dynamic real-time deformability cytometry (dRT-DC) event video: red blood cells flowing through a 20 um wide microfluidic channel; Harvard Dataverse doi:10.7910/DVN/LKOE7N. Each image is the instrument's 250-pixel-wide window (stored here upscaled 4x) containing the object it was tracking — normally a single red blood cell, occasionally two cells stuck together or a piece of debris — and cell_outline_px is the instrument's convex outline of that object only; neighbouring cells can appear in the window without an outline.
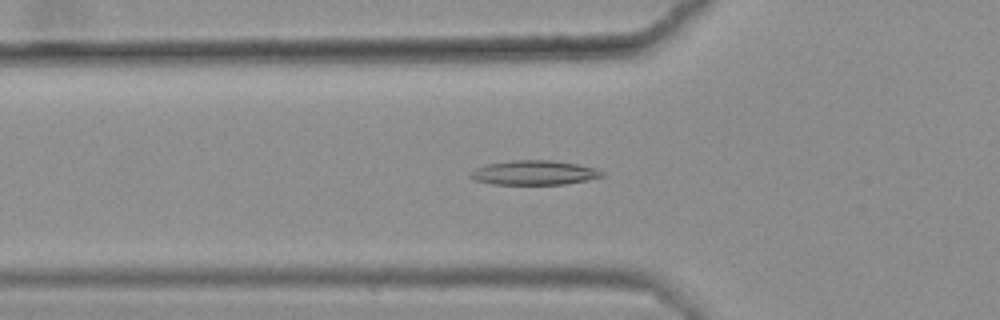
{"species": "common noctule bat (a hibernating species)", "species_latin": "Nyctalus noctula", "temperature_condition": "warm", "stored_images_in_passage": 40, "camera_frame_rate_fps": 3000, "um_per_image_px": 0.085, "animal": {"sex": "female", "body_mass_g": 25.1}, "frame": {"image": 1, "passage_image": 11, "time_ms": 3.333, "image_size_px": [1000, 320], "cell_outline_px": [[604, 176], [588, 180], [564, 184], [492, 184], [476, 180], [468, 176], [476, 168], [488, 164], [512, 160], [552, 160], [580, 164], [596, 168], [604, 172]], "centroid_in_image_um": [45.45, 14.67], "position_along_channel_um": 80.3, "area_um2": 18.73}}
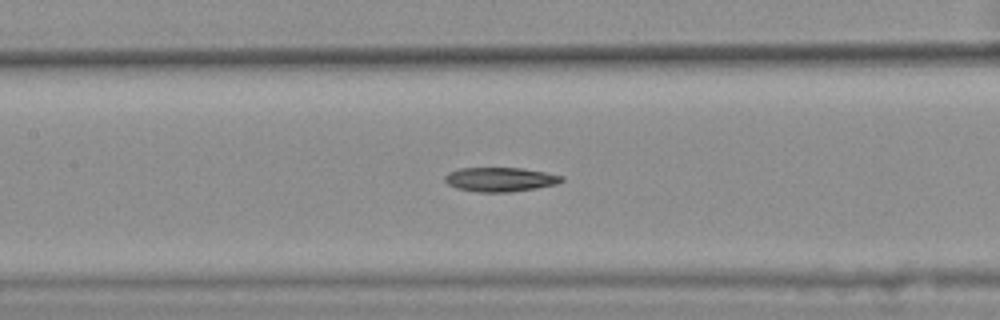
{"frame": {"image": 2, "passage_image": 18, "time_ms": 5.667, "image_size_px": [1000, 320], "cell_outline_px": [[564, 180], [556, 184], [536, 188], [512, 192], [480, 192], [456, 188], [448, 184], [444, 180], [444, 176], [448, 172], [460, 168], [520, 168], [544, 172], [564, 176]], "centroid_in_image_um": [42.5, 15.25], "position_along_channel_um": 164.9, "area_um2": 16.47}}
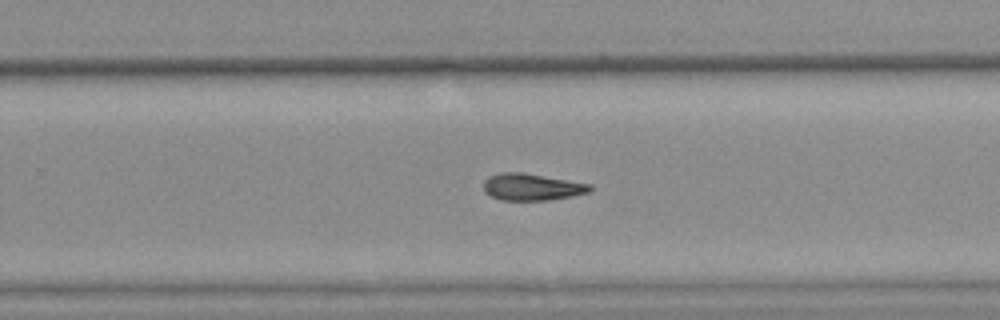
{"frame": {"image": 3, "passage_image": 28, "time_ms": 9.0, "image_size_px": [1000, 320], "cell_outline_px": [[592, 188], [588, 192], [572, 196], [548, 200], [500, 200], [484, 192], [484, 180], [488, 176], [500, 172], [520, 172], [592, 184]], "centroid_in_image_um": [45.18, 15.89], "position_along_channel_um": 284.6, "area_um2": 16.59}}